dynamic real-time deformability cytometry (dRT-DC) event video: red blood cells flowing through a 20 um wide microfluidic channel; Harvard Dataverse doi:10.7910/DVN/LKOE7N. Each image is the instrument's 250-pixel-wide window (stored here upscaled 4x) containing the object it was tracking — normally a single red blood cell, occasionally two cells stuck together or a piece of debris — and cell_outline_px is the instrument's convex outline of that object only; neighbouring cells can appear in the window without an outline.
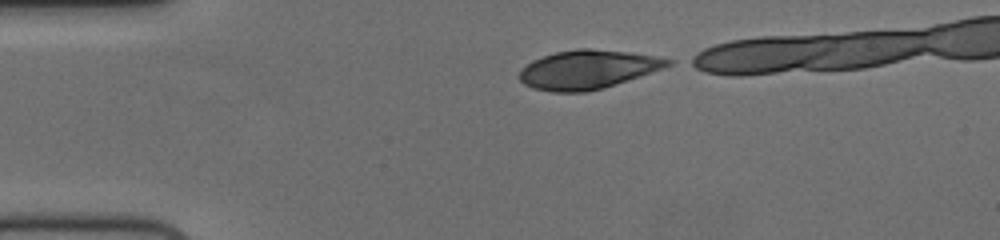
{"species": "human", "species_latin": "Homo sapiens", "temperature_condition": "cold", "stored_images_in_passage": 35, "camera_frame_rate_fps": 3000, "um_per_image_px": 0.085, "donor": {"sex": "female"}, "frame": {"image": 1, "passage_image": 1, "time_ms": 0.0, "image_size_px": [1000, 240], "cell_outline_px": [[676, 60], [672, 64], [664, 68], [604, 88], [584, 92], [552, 92], [532, 88], [524, 84], [516, 76], [532, 60], [556, 52], [576, 48], [592, 48], [628, 52]], "centroid_in_image_um": [49.95, 5.91], "position_along_channel_um": 35.1, "area_um2": 33.52}}
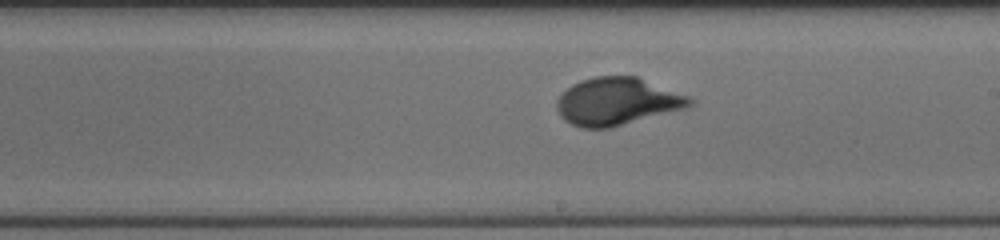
{"frame": {"image": 2, "passage_image": 21, "time_ms": 6.667, "image_size_px": [1000, 240], "cell_outline_px": [[696, 100], [692, 104], [684, 108], [608, 128], [580, 128], [564, 120], [560, 116], [556, 108], [556, 100], [572, 84], [580, 80], [592, 76], [636, 76], [688, 96]], "centroid_in_image_um": [52.41, 8.61], "position_along_channel_um": 236.6, "area_um2": 36.47}}
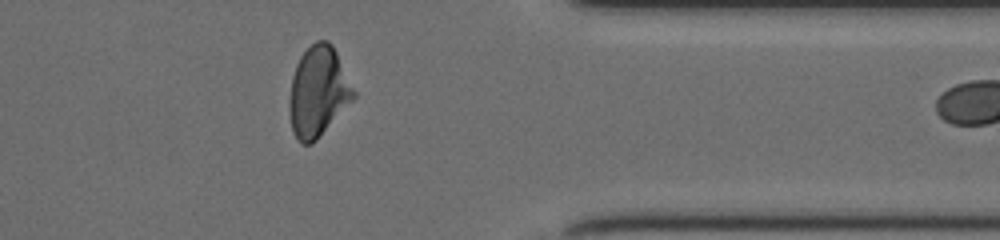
{"frame": {"image": 3, "passage_image": 34, "time_ms": 11.0, "image_size_px": [1000, 240], "cell_outline_px": [[356, 96], [316, 140], [312, 144], [300, 144], [296, 140], [292, 132], [288, 108], [288, 100], [292, 76], [296, 64], [300, 56], [316, 40], [328, 40], [332, 44], [356, 92]], "centroid_in_image_um": [27.01, 7.81], "position_along_channel_um": 384.4, "area_um2": 33.87}}